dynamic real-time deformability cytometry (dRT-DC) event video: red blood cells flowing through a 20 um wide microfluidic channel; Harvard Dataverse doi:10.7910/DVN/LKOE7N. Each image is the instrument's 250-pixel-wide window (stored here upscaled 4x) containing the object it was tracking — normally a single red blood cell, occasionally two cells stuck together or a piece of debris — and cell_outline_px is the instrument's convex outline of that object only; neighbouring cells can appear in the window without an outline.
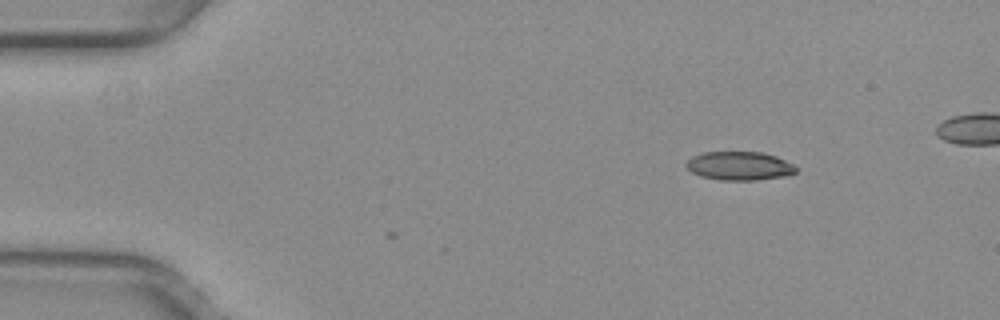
{"species": "common noctule bat (a hibernating species)", "species_latin": "Nyctalus noctula", "temperature_condition": "warm", "stored_images_in_passage": 3, "camera_frame_rate_fps": 3000, "um_per_image_px": 0.085, "animal": {"sex": "female", "body_mass_g": 29.2, "forearm_length_mm": 56.3}, "frame": {"image": 1, "passage_image": 1, "time_ms": 0.0, "image_size_px": [1000, 320], "cell_outline_px": [[796, 172], [784, 176], [756, 180], [720, 180], [700, 176], [692, 172], [684, 164], [692, 156], [704, 152], [764, 152], [776, 156], [792, 164], [796, 168]], "centroid_in_image_um": [62.82, 14.1], "position_along_channel_um": 22.2, "area_um2": 18.26}}